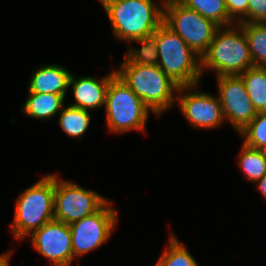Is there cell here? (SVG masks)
Returning a JSON list of instances; mask_svg holds the SVG:
<instances>
[{
    "label": "cell",
    "instance_id": "cell-24",
    "mask_svg": "<svg viewBox=\"0 0 266 266\" xmlns=\"http://www.w3.org/2000/svg\"><path fill=\"white\" fill-rule=\"evenodd\" d=\"M246 23H266V0H249Z\"/></svg>",
    "mask_w": 266,
    "mask_h": 266
},
{
    "label": "cell",
    "instance_id": "cell-22",
    "mask_svg": "<svg viewBox=\"0 0 266 266\" xmlns=\"http://www.w3.org/2000/svg\"><path fill=\"white\" fill-rule=\"evenodd\" d=\"M169 244L157 262L158 266H198L193 256L173 235L170 236Z\"/></svg>",
    "mask_w": 266,
    "mask_h": 266
},
{
    "label": "cell",
    "instance_id": "cell-28",
    "mask_svg": "<svg viewBox=\"0 0 266 266\" xmlns=\"http://www.w3.org/2000/svg\"><path fill=\"white\" fill-rule=\"evenodd\" d=\"M100 1L103 4V7L105 9L108 5L118 2V1H122V0H100Z\"/></svg>",
    "mask_w": 266,
    "mask_h": 266
},
{
    "label": "cell",
    "instance_id": "cell-15",
    "mask_svg": "<svg viewBox=\"0 0 266 266\" xmlns=\"http://www.w3.org/2000/svg\"><path fill=\"white\" fill-rule=\"evenodd\" d=\"M239 76L256 111H266V67L253 66Z\"/></svg>",
    "mask_w": 266,
    "mask_h": 266
},
{
    "label": "cell",
    "instance_id": "cell-27",
    "mask_svg": "<svg viewBox=\"0 0 266 266\" xmlns=\"http://www.w3.org/2000/svg\"><path fill=\"white\" fill-rule=\"evenodd\" d=\"M11 253H5L3 255H0V266H9V257Z\"/></svg>",
    "mask_w": 266,
    "mask_h": 266
},
{
    "label": "cell",
    "instance_id": "cell-23",
    "mask_svg": "<svg viewBox=\"0 0 266 266\" xmlns=\"http://www.w3.org/2000/svg\"><path fill=\"white\" fill-rule=\"evenodd\" d=\"M142 47L140 50L131 47L126 59L133 64L140 65H157L158 64V49L155 40L152 37L142 38L138 40Z\"/></svg>",
    "mask_w": 266,
    "mask_h": 266
},
{
    "label": "cell",
    "instance_id": "cell-4",
    "mask_svg": "<svg viewBox=\"0 0 266 266\" xmlns=\"http://www.w3.org/2000/svg\"><path fill=\"white\" fill-rule=\"evenodd\" d=\"M54 190L55 174L47 175L18 198L11 228L16 238L21 240L54 220Z\"/></svg>",
    "mask_w": 266,
    "mask_h": 266
},
{
    "label": "cell",
    "instance_id": "cell-5",
    "mask_svg": "<svg viewBox=\"0 0 266 266\" xmlns=\"http://www.w3.org/2000/svg\"><path fill=\"white\" fill-rule=\"evenodd\" d=\"M220 28L216 30L208 51L201 57V67L215 69L217 76L240 75L253 67L243 28L240 27L241 34L233 28L223 32Z\"/></svg>",
    "mask_w": 266,
    "mask_h": 266
},
{
    "label": "cell",
    "instance_id": "cell-17",
    "mask_svg": "<svg viewBox=\"0 0 266 266\" xmlns=\"http://www.w3.org/2000/svg\"><path fill=\"white\" fill-rule=\"evenodd\" d=\"M248 41L253 66L266 67V23H239Z\"/></svg>",
    "mask_w": 266,
    "mask_h": 266
},
{
    "label": "cell",
    "instance_id": "cell-26",
    "mask_svg": "<svg viewBox=\"0 0 266 266\" xmlns=\"http://www.w3.org/2000/svg\"><path fill=\"white\" fill-rule=\"evenodd\" d=\"M258 183V187L260 192L264 195L266 198V175H264L261 179L256 181Z\"/></svg>",
    "mask_w": 266,
    "mask_h": 266
},
{
    "label": "cell",
    "instance_id": "cell-19",
    "mask_svg": "<svg viewBox=\"0 0 266 266\" xmlns=\"http://www.w3.org/2000/svg\"><path fill=\"white\" fill-rule=\"evenodd\" d=\"M239 164L244 175L256 182L266 175V151L243 144Z\"/></svg>",
    "mask_w": 266,
    "mask_h": 266
},
{
    "label": "cell",
    "instance_id": "cell-13",
    "mask_svg": "<svg viewBox=\"0 0 266 266\" xmlns=\"http://www.w3.org/2000/svg\"><path fill=\"white\" fill-rule=\"evenodd\" d=\"M115 74L116 71L112 72L100 82L91 77L74 79L73 75L71 74L68 86L72 85L73 87L76 103L70 106L88 110L104 105L110 79Z\"/></svg>",
    "mask_w": 266,
    "mask_h": 266
},
{
    "label": "cell",
    "instance_id": "cell-21",
    "mask_svg": "<svg viewBox=\"0 0 266 266\" xmlns=\"http://www.w3.org/2000/svg\"><path fill=\"white\" fill-rule=\"evenodd\" d=\"M240 134L245 137L246 146L266 151V111L258 112Z\"/></svg>",
    "mask_w": 266,
    "mask_h": 266
},
{
    "label": "cell",
    "instance_id": "cell-10",
    "mask_svg": "<svg viewBox=\"0 0 266 266\" xmlns=\"http://www.w3.org/2000/svg\"><path fill=\"white\" fill-rule=\"evenodd\" d=\"M219 99L224 119H229L241 132L257 115V111L239 75L217 76Z\"/></svg>",
    "mask_w": 266,
    "mask_h": 266
},
{
    "label": "cell",
    "instance_id": "cell-3",
    "mask_svg": "<svg viewBox=\"0 0 266 266\" xmlns=\"http://www.w3.org/2000/svg\"><path fill=\"white\" fill-rule=\"evenodd\" d=\"M105 11L121 40L151 37L164 20V11L152 0H122L108 5Z\"/></svg>",
    "mask_w": 266,
    "mask_h": 266
},
{
    "label": "cell",
    "instance_id": "cell-12",
    "mask_svg": "<svg viewBox=\"0 0 266 266\" xmlns=\"http://www.w3.org/2000/svg\"><path fill=\"white\" fill-rule=\"evenodd\" d=\"M178 98L183 114L195 127L213 128L223 122V110L220 99L207 93H187Z\"/></svg>",
    "mask_w": 266,
    "mask_h": 266
},
{
    "label": "cell",
    "instance_id": "cell-2",
    "mask_svg": "<svg viewBox=\"0 0 266 266\" xmlns=\"http://www.w3.org/2000/svg\"><path fill=\"white\" fill-rule=\"evenodd\" d=\"M157 45L158 66L179 87L197 86L201 76V58L187 43L162 23L151 36ZM198 57L199 63L195 60Z\"/></svg>",
    "mask_w": 266,
    "mask_h": 266
},
{
    "label": "cell",
    "instance_id": "cell-7",
    "mask_svg": "<svg viewBox=\"0 0 266 266\" xmlns=\"http://www.w3.org/2000/svg\"><path fill=\"white\" fill-rule=\"evenodd\" d=\"M163 5V23L201 58L208 51L219 26L179 0H164Z\"/></svg>",
    "mask_w": 266,
    "mask_h": 266
},
{
    "label": "cell",
    "instance_id": "cell-9",
    "mask_svg": "<svg viewBox=\"0 0 266 266\" xmlns=\"http://www.w3.org/2000/svg\"><path fill=\"white\" fill-rule=\"evenodd\" d=\"M107 201L97 212L69 224L73 258L101 246L112 233L117 211L109 208Z\"/></svg>",
    "mask_w": 266,
    "mask_h": 266
},
{
    "label": "cell",
    "instance_id": "cell-16",
    "mask_svg": "<svg viewBox=\"0 0 266 266\" xmlns=\"http://www.w3.org/2000/svg\"><path fill=\"white\" fill-rule=\"evenodd\" d=\"M29 98L23 106L24 112L32 118L53 117L63 106L64 97L58 94H40L29 92Z\"/></svg>",
    "mask_w": 266,
    "mask_h": 266
},
{
    "label": "cell",
    "instance_id": "cell-11",
    "mask_svg": "<svg viewBox=\"0 0 266 266\" xmlns=\"http://www.w3.org/2000/svg\"><path fill=\"white\" fill-rule=\"evenodd\" d=\"M33 247L56 266H69L73 260L70 227L51 220L31 233Z\"/></svg>",
    "mask_w": 266,
    "mask_h": 266
},
{
    "label": "cell",
    "instance_id": "cell-25",
    "mask_svg": "<svg viewBox=\"0 0 266 266\" xmlns=\"http://www.w3.org/2000/svg\"><path fill=\"white\" fill-rule=\"evenodd\" d=\"M248 2L249 0H225L229 17L234 20L236 15H244L245 17L241 16L239 23H246V17H248Z\"/></svg>",
    "mask_w": 266,
    "mask_h": 266
},
{
    "label": "cell",
    "instance_id": "cell-8",
    "mask_svg": "<svg viewBox=\"0 0 266 266\" xmlns=\"http://www.w3.org/2000/svg\"><path fill=\"white\" fill-rule=\"evenodd\" d=\"M95 192L86 190L77 184L58 181L55 175L54 220L71 224L97 212L105 203Z\"/></svg>",
    "mask_w": 266,
    "mask_h": 266
},
{
    "label": "cell",
    "instance_id": "cell-6",
    "mask_svg": "<svg viewBox=\"0 0 266 266\" xmlns=\"http://www.w3.org/2000/svg\"><path fill=\"white\" fill-rule=\"evenodd\" d=\"M105 105L110 131L144 130L149 108L117 74L110 79Z\"/></svg>",
    "mask_w": 266,
    "mask_h": 266
},
{
    "label": "cell",
    "instance_id": "cell-20",
    "mask_svg": "<svg viewBox=\"0 0 266 266\" xmlns=\"http://www.w3.org/2000/svg\"><path fill=\"white\" fill-rule=\"evenodd\" d=\"M90 114L88 110L76 107H64L61 111L59 124L63 131L71 137H79L83 135L89 126Z\"/></svg>",
    "mask_w": 266,
    "mask_h": 266
},
{
    "label": "cell",
    "instance_id": "cell-14",
    "mask_svg": "<svg viewBox=\"0 0 266 266\" xmlns=\"http://www.w3.org/2000/svg\"><path fill=\"white\" fill-rule=\"evenodd\" d=\"M70 72L58 65H45L34 73L29 92L40 94H58L65 96L68 89Z\"/></svg>",
    "mask_w": 266,
    "mask_h": 266
},
{
    "label": "cell",
    "instance_id": "cell-18",
    "mask_svg": "<svg viewBox=\"0 0 266 266\" xmlns=\"http://www.w3.org/2000/svg\"><path fill=\"white\" fill-rule=\"evenodd\" d=\"M186 7L197 11L219 27L233 24L229 17L225 0H179ZM222 25V26H221Z\"/></svg>",
    "mask_w": 266,
    "mask_h": 266
},
{
    "label": "cell",
    "instance_id": "cell-1",
    "mask_svg": "<svg viewBox=\"0 0 266 266\" xmlns=\"http://www.w3.org/2000/svg\"><path fill=\"white\" fill-rule=\"evenodd\" d=\"M116 74L154 113H162L172 106L173 91L182 92L191 86L179 87L158 65H140L127 59L121 64Z\"/></svg>",
    "mask_w": 266,
    "mask_h": 266
}]
</instances>
